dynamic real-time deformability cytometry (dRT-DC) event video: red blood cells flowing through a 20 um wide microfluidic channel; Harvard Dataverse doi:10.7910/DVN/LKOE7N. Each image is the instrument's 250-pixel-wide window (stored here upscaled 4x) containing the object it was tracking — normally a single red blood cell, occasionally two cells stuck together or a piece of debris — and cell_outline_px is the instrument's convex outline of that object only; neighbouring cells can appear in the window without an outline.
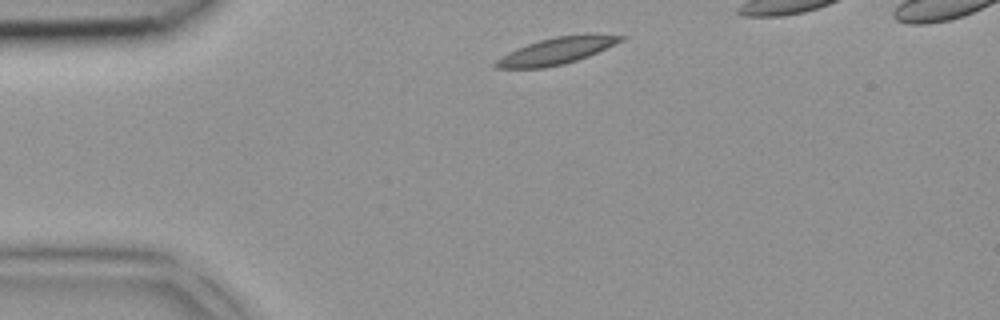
{"species": "common noctule bat (a hibernating species)", "species_latin": "Nyctalus noctula", "temperature_condition": "room temperature", "stored_images_in_passage": 3, "camera_frame_rate_fps": 3000, "um_per_image_px": 0.085, "animal": {"sex": "female", "body_mass_g": 18.4}, "frame": {"image": 1, "passage_image": 1, "time_ms": 0.0, "image_size_px": [1000, 320], "cell_outline_px": [[628, 36], [624, 40], [588, 56], [564, 64], [544, 68], [496, 68], [492, 64], [500, 56], [516, 48], [540, 40], [556, 36]], "centroid_in_image_um": [47.18, 4.37], "position_along_channel_um": 37.8, "area_um2": 18.79}}